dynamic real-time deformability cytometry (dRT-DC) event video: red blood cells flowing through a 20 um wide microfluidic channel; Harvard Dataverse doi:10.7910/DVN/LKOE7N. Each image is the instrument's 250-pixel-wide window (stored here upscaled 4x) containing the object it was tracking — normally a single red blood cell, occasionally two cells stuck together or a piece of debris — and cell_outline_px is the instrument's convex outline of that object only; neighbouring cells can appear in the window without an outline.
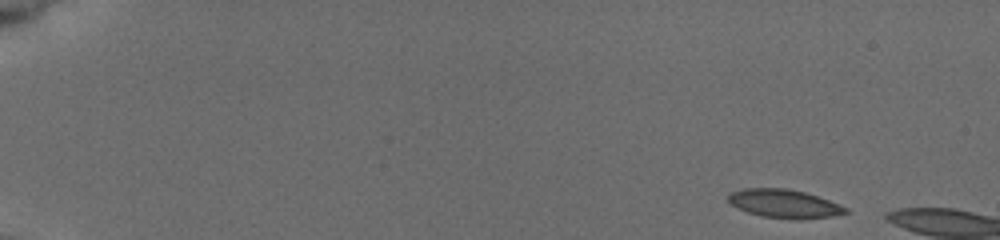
{"species": "common noctule bat (a hibernating species)", "species_latin": "Nyctalus noctula", "temperature_condition": "cold", "stored_images_in_passage": 15, "camera_frame_rate_fps": 3000, "um_per_image_px": 0.085, "animal": {"sex": "female", "body_mass_g": 19.5, "forearm_length_mm": 54.1}, "frame": {"image": 1, "passage_image": 1, "time_ms": 0.0, "image_size_px": [1000, 240], "cell_outline_px": [[848, 212], [832, 216], [800, 220], [796, 220], [760, 216], [748, 212], [732, 204], [728, 200], [728, 192], [744, 188], [788, 188], [804, 192], [828, 200], [848, 208]], "centroid_in_image_um": [66.65, 17.31], "position_along_channel_um": 18.4, "area_um2": 19.48}}